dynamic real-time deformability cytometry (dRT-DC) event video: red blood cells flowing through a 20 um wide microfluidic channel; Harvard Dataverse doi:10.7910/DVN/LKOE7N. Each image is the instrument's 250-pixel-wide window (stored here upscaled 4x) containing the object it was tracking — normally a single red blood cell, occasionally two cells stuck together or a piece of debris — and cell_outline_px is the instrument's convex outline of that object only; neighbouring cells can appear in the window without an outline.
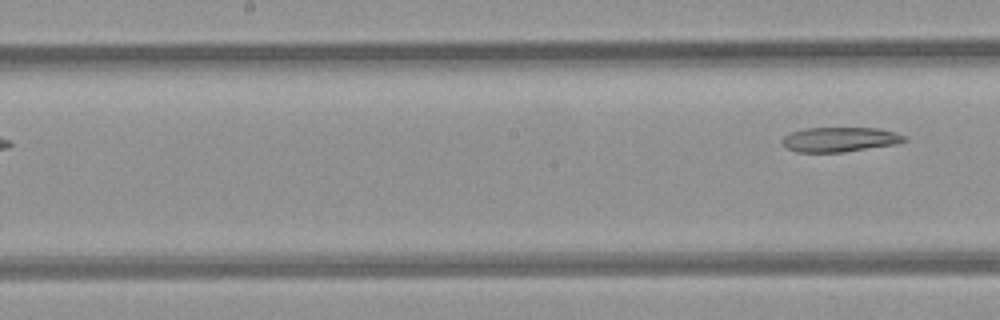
{"species": "common noctule bat (a hibernating species)", "species_latin": "Nyctalus noctula", "temperature_condition": "room temperature", "stored_images_in_passage": 6, "segment_of_instrument_passage": [2, 2], "camera_frame_rate_fps": 3000, "um_per_image_px": 0.085, "animal": {"sex": "female", "body_mass_g": 21.9}, "frame": {"image": 1, "passage_image": 6, "time_ms": 6.0, "image_size_px": [1000, 320], "cell_outline_px": [[908, 140], [896, 144], [844, 152], [796, 152], [788, 148], [780, 140], [784, 136], [792, 132], [804, 128], [876, 128], [896, 132], [904, 136]], "centroid_in_image_um": [71.38, 11.85], "position_along_channel_um": 176.8, "area_um2": 17.51}}